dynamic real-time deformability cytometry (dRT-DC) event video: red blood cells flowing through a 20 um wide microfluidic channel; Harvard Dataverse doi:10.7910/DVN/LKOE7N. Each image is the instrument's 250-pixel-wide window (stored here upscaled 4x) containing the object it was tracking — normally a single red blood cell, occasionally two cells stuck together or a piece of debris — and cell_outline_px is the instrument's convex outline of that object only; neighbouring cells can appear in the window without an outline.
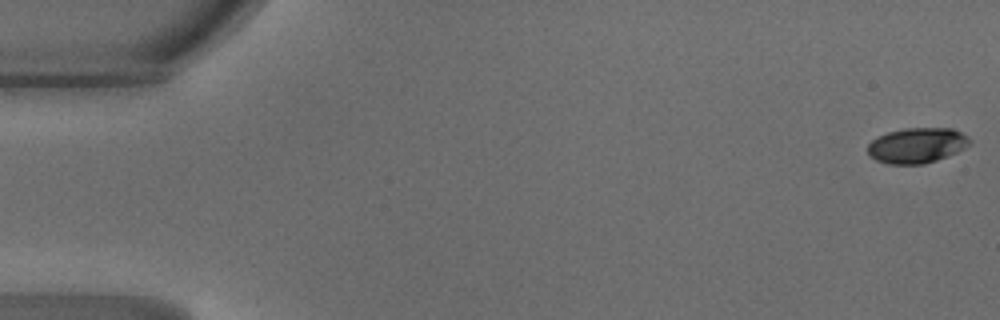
{"species": "common noctule bat (a hibernating species)", "species_latin": "Nyctalus noctula", "temperature_condition": "warm", "stored_images_in_passage": 48, "camera_frame_rate_fps": 3000, "um_per_image_px": 0.085, "animal": {"sex": "male", "body_mass_g": 18.8}, "frame": {"image": 1, "passage_image": 1, "time_ms": 0.0, "image_size_px": [1000, 320], "cell_outline_px": [[972, 140], [964, 148], [948, 156], [924, 164], [888, 164], [876, 160], [868, 152], [868, 144], [872, 140], [888, 132], [904, 128], [952, 128], [968, 136]], "centroid_in_image_um": [77.95, 12.35], "position_along_channel_um": 7.0, "area_um2": 20.87}}
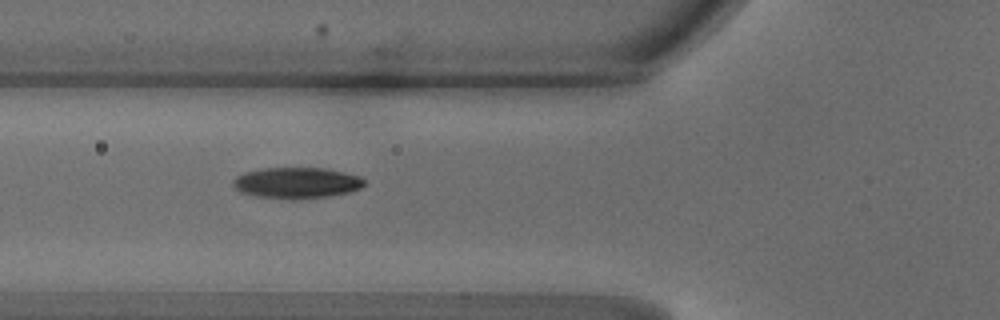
{"frame": {"image": 2, "passage_image": 18, "time_ms": 5.667, "image_size_px": [1000, 320], "cell_outline_px": [[364, 184], [360, 188], [348, 192], [328, 196], [296, 200], [292, 200], [256, 196], [240, 192], [232, 184], [232, 180], [236, 176], [244, 172], [264, 168], [324, 168], [344, 172], [360, 176], [364, 180]], "centroid_in_image_um": [25.18, 15.55], "position_along_channel_um": 100.6, "area_um2": 23.81}}
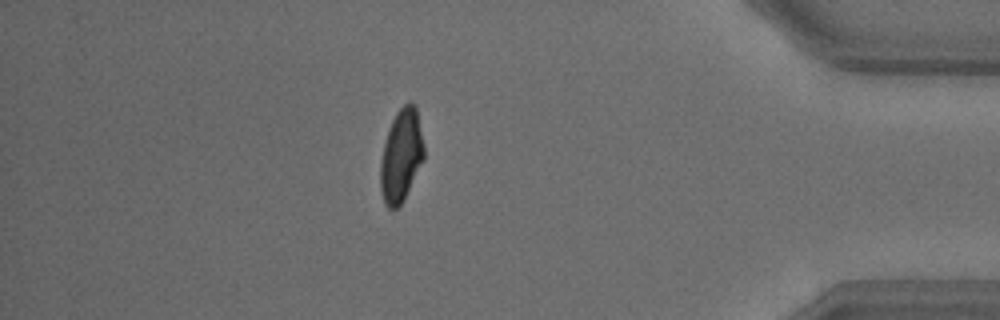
{"frame": {"image": 3, "passage_image": 42, "time_ms": 13.667, "image_size_px": [1000, 320], "cell_outline_px": [[424, 160], [404, 200], [396, 208], [388, 208], [384, 204], [380, 188], [380, 160], [388, 128], [396, 112], [408, 100], [412, 100], [416, 104], [424, 148]], "centroid_in_image_um": [34.1, 13.2], "position_along_channel_um": 401.1, "area_um2": 23.87}, "authors_computed_cell_mechanics": {"area_um2": 23.3801, "velocity_mm_per_s": 4.2309, "shape_relaxation_time_tau1_ms": 1.9671, "shape_relaxation_time_tau2_ms": 1.3288, "deformation_change_tau1": 0.1467, "deformation_change_tau2": 0.0552}}